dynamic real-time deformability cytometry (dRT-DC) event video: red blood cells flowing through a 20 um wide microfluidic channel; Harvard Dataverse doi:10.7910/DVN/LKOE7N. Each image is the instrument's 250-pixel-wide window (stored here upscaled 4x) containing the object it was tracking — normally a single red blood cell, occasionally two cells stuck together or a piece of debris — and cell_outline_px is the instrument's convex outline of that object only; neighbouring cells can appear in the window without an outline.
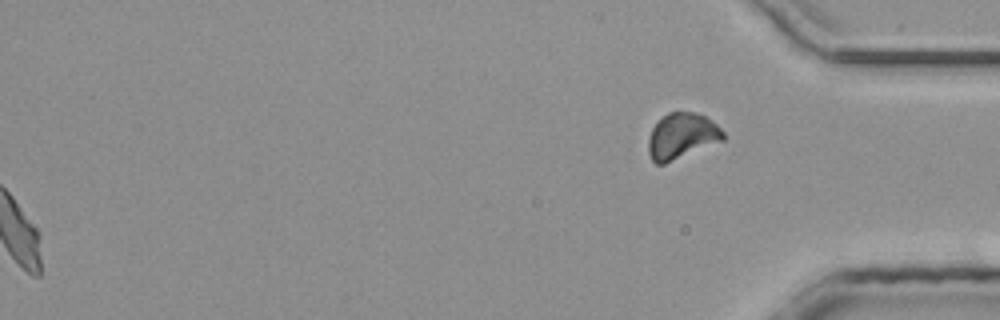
{"species": "common noctule bat (a hibernating species)", "species_latin": "Nyctalus noctula", "temperature_condition": "room temperature", "stored_images_in_passage": 41, "segment_of_instrument_passage": [2, 2], "camera_frame_rate_fps": 3000, "um_per_image_px": 0.085, "animal": {"sex": "male", "body_mass_g": 20.4}, "frame": {"image": 1, "passage_image": 41, "time_ms": 13.333, "image_size_px": [1000, 320], "cell_outline_px": [[724, 140], [664, 164], [656, 164], [652, 160], [648, 152], [648, 140], [652, 128], [668, 112], [692, 112], [704, 116], [712, 120], [724, 132]], "centroid_in_image_um": [57.95, 11.57], "position_along_channel_um": 377.3, "area_um2": 19.77}}